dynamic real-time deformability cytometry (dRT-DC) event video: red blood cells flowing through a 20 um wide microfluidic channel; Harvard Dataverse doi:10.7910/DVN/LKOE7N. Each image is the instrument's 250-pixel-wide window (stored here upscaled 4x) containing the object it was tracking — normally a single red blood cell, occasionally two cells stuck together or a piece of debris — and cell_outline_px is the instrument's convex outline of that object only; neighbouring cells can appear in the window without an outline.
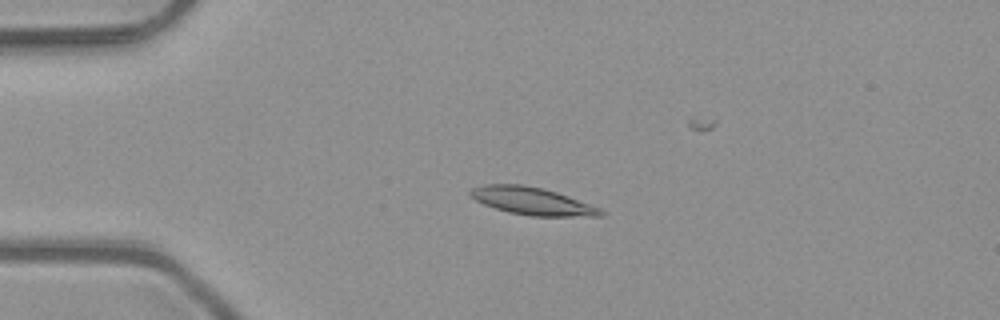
{"species": "common noctule bat (a hibernating species)", "species_latin": "Nyctalus noctula", "temperature_condition": "room temperature", "stored_images_in_passage": 8, "camera_frame_rate_fps": 3000, "um_per_image_px": 0.085, "animal": {"sex": "male", "body_mass_g": 23.1, "forearm_length_mm": 52.7}, "frame": {"image": 1, "passage_image": 4, "time_ms": 1.0, "image_size_px": [1000, 320], "cell_outline_px": [[604, 216], [528, 216], [508, 212], [484, 204], [468, 196], [468, 192], [472, 188], [484, 184], [524, 184], [544, 188], [568, 196], [600, 208], [604, 212]], "centroid_in_image_um": [45.2, 17.08], "position_along_channel_um": 39.8, "area_um2": 20.98}}
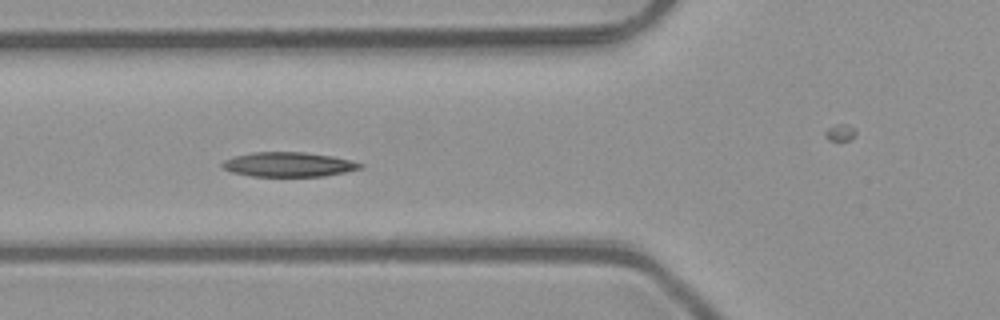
{"frame": {"image": 2, "passage_image": 6, "time_ms": 1.667, "image_size_px": [1000, 320], "cell_outline_px": [[364, 168], [324, 176], [252, 176], [232, 172], [224, 168], [220, 164], [224, 160], [236, 156], [252, 152], [304, 152], [332, 156], [352, 160], [364, 164]], "centroid_in_image_um": [24.56, 13.98], "position_along_channel_um": 101.2, "area_um2": 19.71}}